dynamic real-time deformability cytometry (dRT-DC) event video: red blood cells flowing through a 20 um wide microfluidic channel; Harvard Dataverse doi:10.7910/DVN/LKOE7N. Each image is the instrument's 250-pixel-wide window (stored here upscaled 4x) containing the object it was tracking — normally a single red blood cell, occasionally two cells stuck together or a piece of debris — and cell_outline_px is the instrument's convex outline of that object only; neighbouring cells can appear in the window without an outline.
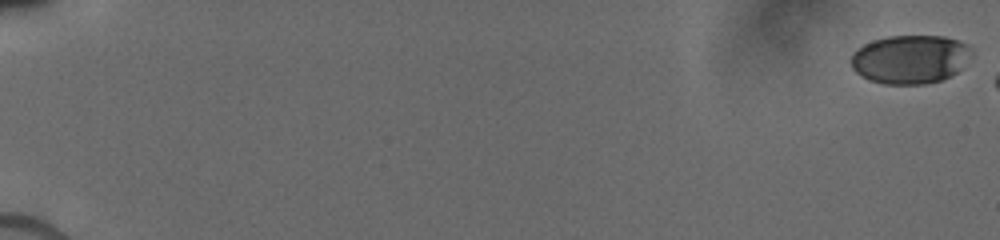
{"species": "human", "species_latin": "Homo sapiens", "temperature_condition": "cold", "stored_images_in_passage": 14, "camera_frame_rate_fps": 3000, "um_per_image_px": 0.085, "donor": {"sex": "male"}, "frame": {"image": 1, "passage_image": 1, "time_ms": 0.0, "image_size_px": [1000, 240], "cell_outline_px": [[972, 52], [956, 72], [952, 76], [940, 80], [924, 84], [884, 84], [872, 80], [856, 72], [852, 68], [852, 56], [864, 44], [872, 40], [888, 36], [944, 36], [968, 44]], "centroid_in_image_um": [77.37, 5.03], "position_along_channel_um": 7.6, "area_um2": 33.7}}